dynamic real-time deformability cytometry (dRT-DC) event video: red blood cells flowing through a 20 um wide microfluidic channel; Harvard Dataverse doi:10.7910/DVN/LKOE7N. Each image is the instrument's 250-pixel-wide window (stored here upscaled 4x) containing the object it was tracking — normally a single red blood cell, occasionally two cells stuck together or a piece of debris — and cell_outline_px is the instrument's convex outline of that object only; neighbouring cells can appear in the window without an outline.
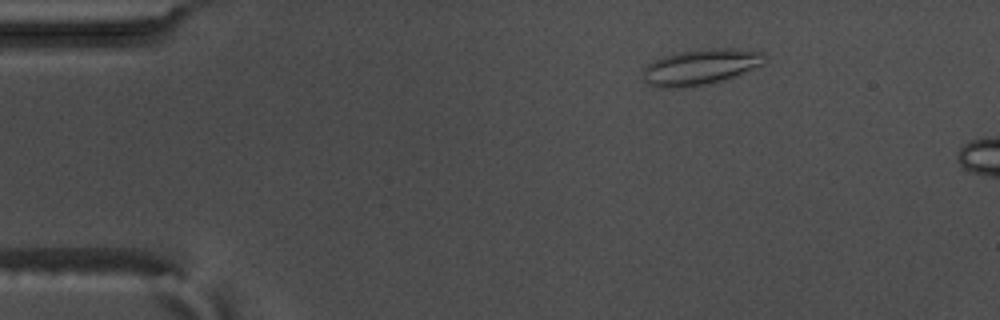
{"species": "common noctule bat (a hibernating species)", "species_latin": "Nyctalus noctula", "temperature_condition": "warm", "stored_images_in_passage": 6, "camera_frame_rate_fps": 3000, "um_per_image_px": 0.085, "animal": {"sex": "male", "body_mass_g": 17.5, "forearm_length_mm": 52.3}, "frame": {"image": 1, "passage_image": 1, "time_ms": 0.0, "image_size_px": [1000, 320], "cell_outline_px": [[768, 60], [764, 64], [744, 72], [720, 80], [704, 84], [684, 88], [656, 88], [648, 84], [644, 80], [644, 68], [648, 64], [664, 56], [680, 52], [704, 48], [728, 48], [764, 52], [768, 56]], "centroid_in_image_um": [59.57, 5.68], "position_along_channel_um": 25.4, "area_um2": 25.2}}